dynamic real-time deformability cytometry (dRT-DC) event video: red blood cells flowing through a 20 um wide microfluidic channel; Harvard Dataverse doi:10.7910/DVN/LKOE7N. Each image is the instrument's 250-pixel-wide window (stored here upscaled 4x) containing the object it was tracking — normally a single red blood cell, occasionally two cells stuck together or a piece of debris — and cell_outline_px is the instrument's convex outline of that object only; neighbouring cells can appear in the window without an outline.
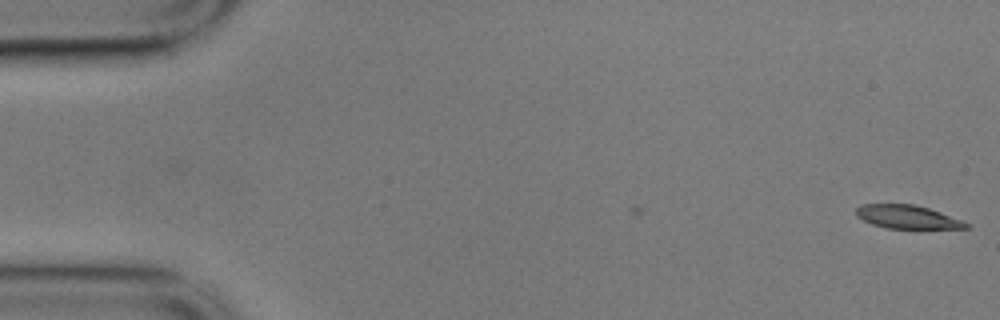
{"species": "common noctule bat (a hibernating species)", "species_latin": "Nyctalus noctula", "temperature_condition": "cold", "stored_images_in_passage": 47, "camera_frame_rate_fps": 3000, "um_per_image_px": 0.085, "animal": {"sex": "male", "body_mass_g": 17.9}, "frame": {"image": 1, "passage_image": 1, "time_ms": 0.0, "image_size_px": [1000, 320], "cell_outline_px": [[972, 228], [884, 228], [872, 224], [856, 216], [856, 208], [860, 204], [912, 204], [928, 208], [940, 212], [972, 224]], "centroid_in_image_um": [77.13, 18.44], "position_along_channel_um": 7.9, "area_um2": 14.97}}
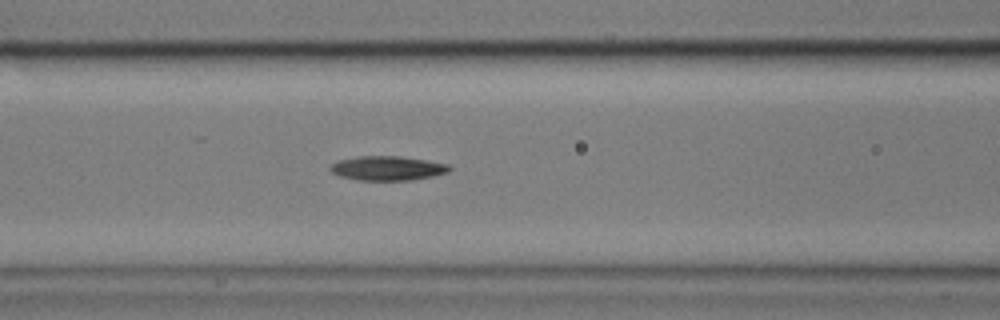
{"frame": {"image": 2, "passage_image": 23, "time_ms": 7.333, "image_size_px": [1000, 320], "cell_outline_px": [[452, 168], [448, 172], [432, 176], [412, 180], [356, 180], [340, 176], [332, 172], [328, 168], [336, 160], [360, 156], [400, 156], [448, 164]], "centroid_in_image_um": [32.9, 14.3], "position_along_channel_um": 133.7, "area_um2": 16.88}}
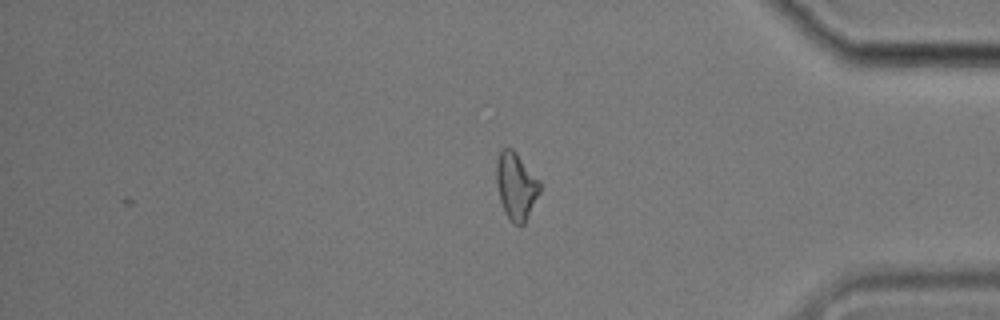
{"frame": {"image": 3, "passage_image": 47, "time_ms": 15.333, "image_size_px": [1000, 320], "cell_outline_px": [[540, 192], [524, 224], [512, 224], [504, 212], [500, 200], [496, 184], [496, 160], [500, 152], [504, 148], [512, 148], [516, 152], [540, 180]], "centroid_in_image_um": [43.86, 15.81], "position_along_channel_um": 391.3, "area_um2": 17.05}, "authors_computed_cell_mechanics": {"area_um2": 16.6464, "velocity_mm_per_s": 3.5195, "shape_relaxation_time_tau1_ms": 4.8193, "shape_relaxation_time_tau2_ms": 9.6288, "deformation_change_tau1": 0.1191, "deformation_change_tau2": 0.1939}}